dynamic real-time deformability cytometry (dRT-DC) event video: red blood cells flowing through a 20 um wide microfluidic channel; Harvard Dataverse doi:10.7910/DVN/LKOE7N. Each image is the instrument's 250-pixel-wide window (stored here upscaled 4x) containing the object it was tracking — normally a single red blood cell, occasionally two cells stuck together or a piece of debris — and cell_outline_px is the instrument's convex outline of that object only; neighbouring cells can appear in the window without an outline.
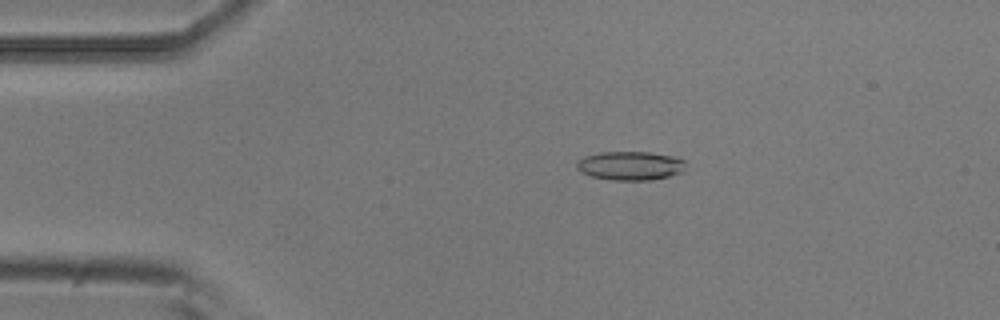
{"species": "common noctule bat (a hibernating species)", "species_latin": "Nyctalus noctula", "temperature_condition": "room temperature", "stored_images_in_passage": 5, "camera_frame_rate_fps": 3000, "um_per_image_px": 0.085, "animal": {"sex": "male", "body_mass_g": 20.5, "forearm_length_mm": 52.5}, "frame": {"image": 1, "passage_image": 3, "time_ms": 0.667, "image_size_px": [1000, 320], "cell_outline_px": [[684, 172], [652, 180], [612, 180], [592, 176], [580, 172], [576, 168], [576, 164], [584, 156], [600, 152], [648, 152], [676, 156], [684, 160]], "centroid_in_image_um": [53.59, 14.08], "position_along_channel_um": 31.4, "area_um2": 18.38}}
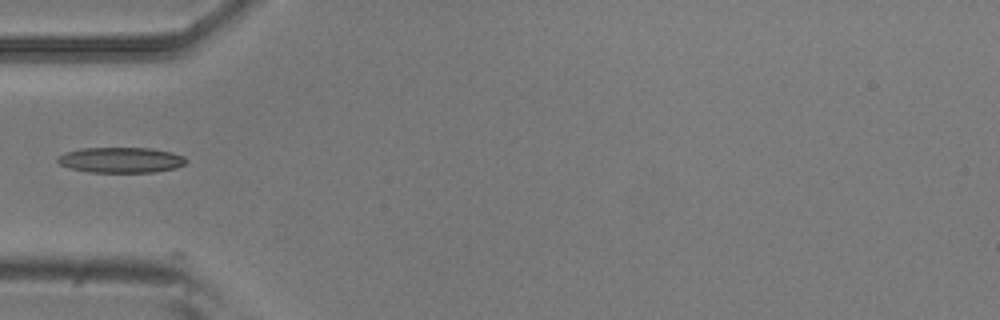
{"frame": {"image": 2, "passage_image": 5, "time_ms": 1.333, "image_size_px": [1000, 320], "cell_outline_px": [[188, 160], [184, 164], [176, 168], [156, 172], [88, 172], [72, 168], [60, 164], [56, 160], [64, 152], [84, 148], [148, 148], [172, 152], [184, 156]], "centroid_in_image_um": [10.31, 13.6], "position_along_channel_um": 74.7, "area_um2": 19.02}}